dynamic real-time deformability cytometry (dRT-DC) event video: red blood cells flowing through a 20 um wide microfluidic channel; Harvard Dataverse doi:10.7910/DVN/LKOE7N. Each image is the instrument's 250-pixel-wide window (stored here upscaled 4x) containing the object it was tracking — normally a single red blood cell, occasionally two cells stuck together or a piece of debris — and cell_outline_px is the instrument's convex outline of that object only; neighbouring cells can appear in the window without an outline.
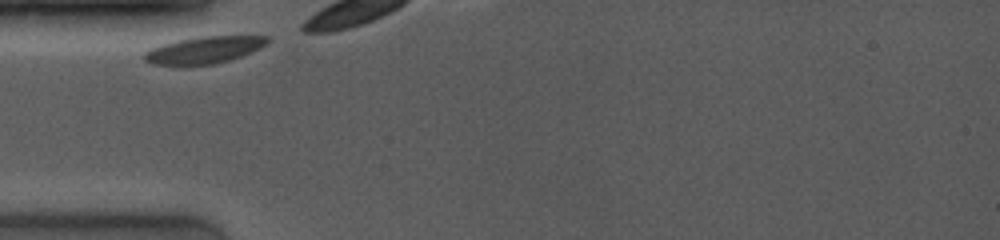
{"species": "common noctule bat (a hibernating species)", "species_latin": "Nyctalus noctula", "temperature_condition": "room temperature", "stored_images_in_passage": 6, "camera_frame_rate_fps": 4000, "um_per_image_px": 0.085, "animal": {"sex": "female", "body_mass_g": 19.0, "forearm_length_mm": 53.3}, "frame": {"image": 1, "passage_image": 1, "time_ms": 0.0, "image_size_px": [1000, 240], "cell_outline_px": [[268, 44], [252, 52], [232, 60], [216, 64], [180, 68], [152, 64], [144, 60], [144, 52], [152, 48], [164, 44], [180, 40], [200, 36], [268, 36]], "centroid_in_image_um": [17.32, 4.3], "position_along_channel_um": 67.7, "area_um2": 20.0}}